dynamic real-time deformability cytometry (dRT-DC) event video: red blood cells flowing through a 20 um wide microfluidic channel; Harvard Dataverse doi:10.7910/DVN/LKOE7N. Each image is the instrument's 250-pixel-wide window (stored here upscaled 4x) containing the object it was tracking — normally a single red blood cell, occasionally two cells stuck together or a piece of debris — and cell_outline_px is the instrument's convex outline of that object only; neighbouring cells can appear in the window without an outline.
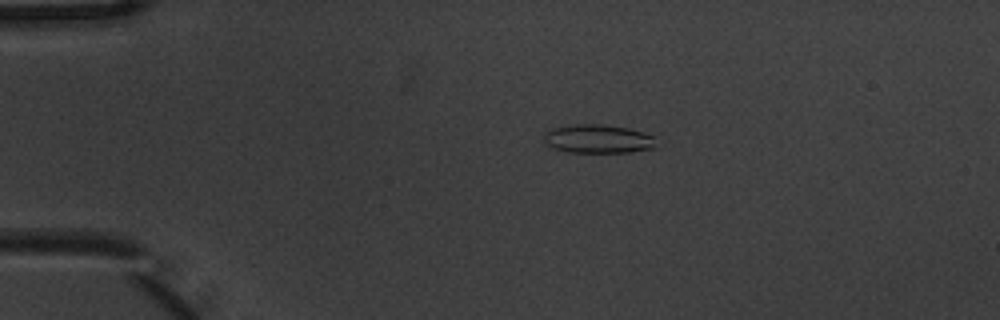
{"species": "common noctule bat (a hibernating species)", "species_latin": "Nyctalus noctula", "temperature_condition": "warm", "stored_images_in_passage": 6, "camera_frame_rate_fps": 3000, "um_per_image_px": 0.085, "animal": {"sex": "male", "body_mass_g": 20.1, "forearm_length_mm": 53.5}, "frame": {"image": 1, "passage_image": 4, "time_ms": 1.0, "image_size_px": [1000, 320], "cell_outline_px": [[656, 136], [652, 148], [632, 152], [568, 152], [552, 148], [544, 144], [544, 132], [552, 128], [576, 124], [604, 124], [628, 128], [644, 132]], "centroid_in_image_um": [50.8, 11.8], "position_along_channel_um": 34.2, "area_um2": 18.9}}
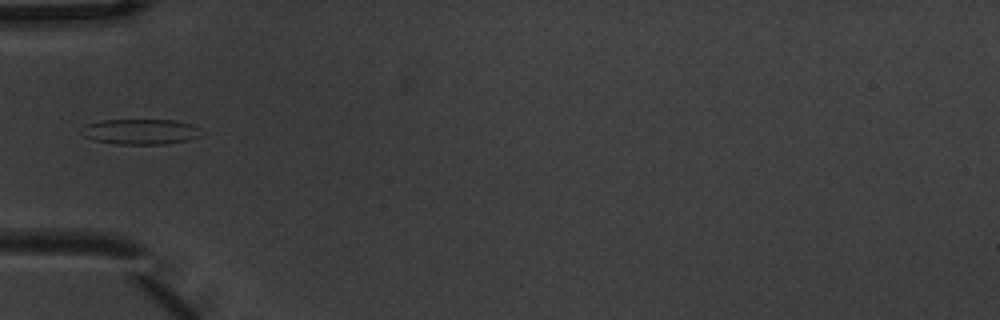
{"frame": {"image": 2, "passage_image": 6, "time_ms": 1.667, "image_size_px": [1000, 320], "cell_outline_px": [[204, 132], [200, 136], [188, 140], [164, 144], [116, 144], [96, 140], [84, 136], [80, 128], [88, 124], [100, 120], [176, 120], [192, 124], [200, 128]], "centroid_in_image_um": [11.99, 11.18], "position_along_channel_um": 73.0, "area_um2": 17.8}}